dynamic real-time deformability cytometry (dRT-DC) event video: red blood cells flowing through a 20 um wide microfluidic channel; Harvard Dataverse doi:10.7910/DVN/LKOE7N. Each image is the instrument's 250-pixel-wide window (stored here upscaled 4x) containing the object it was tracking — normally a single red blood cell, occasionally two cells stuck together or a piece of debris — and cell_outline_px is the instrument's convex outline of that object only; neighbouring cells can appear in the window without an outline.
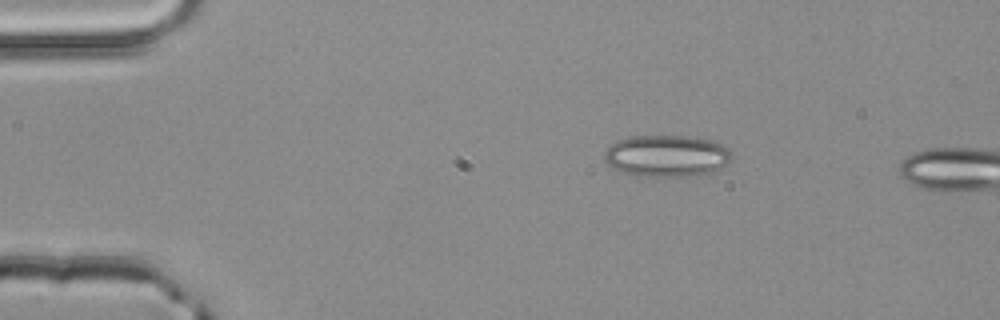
{"species": "common noctule bat (a hibernating species)", "species_latin": "Nyctalus noctula", "temperature_condition": "room temperature", "stored_images_in_passage": 3, "camera_frame_rate_fps": 3000, "um_per_image_px": 0.085, "animal": {"sex": "male", "body_mass_g": 20.4}, "frame": {"image": 1, "passage_image": 1, "time_ms": 0.0, "image_size_px": [1000, 320], "cell_outline_px": [[732, 160], [720, 168], [712, 172], [700, 176], [636, 176], [620, 172], [612, 168], [604, 160], [604, 152], [616, 140], [632, 136], [684, 136], [712, 140], [728, 148], [732, 152]], "centroid_in_image_um": [56.67, 13.26], "position_along_channel_um": 28.3, "area_um2": 31.33}}